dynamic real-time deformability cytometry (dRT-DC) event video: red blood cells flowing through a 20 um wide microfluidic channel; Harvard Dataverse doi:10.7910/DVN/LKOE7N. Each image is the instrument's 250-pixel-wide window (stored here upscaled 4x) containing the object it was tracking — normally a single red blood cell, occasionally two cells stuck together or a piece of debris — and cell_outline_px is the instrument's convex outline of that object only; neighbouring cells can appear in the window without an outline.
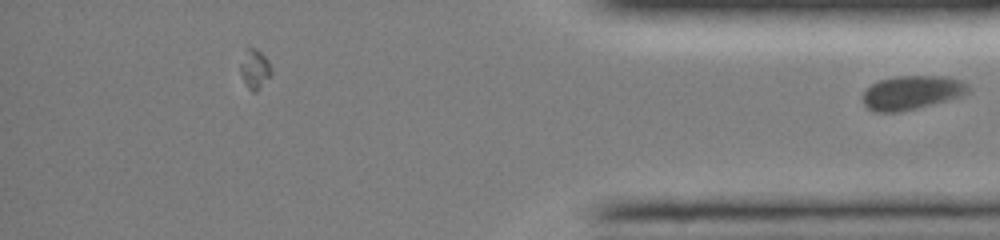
{"species": "common noctule bat (a hibernating species)", "species_latin": "Nyctalus noctula", "temperature_condition": "room temperature", "stored_images_in_passage": 36, "camera_frame_rate_fps": 3000, "um_per_image_px": 0.085, "animal": {"sex": "female", "body_mass_g": 19.0, "forearm_length_mm": 51.5}, "frame": {"image": 1, "passage_image": 36, "time_ms": 11.667, "image_size_px": [1000, 240], "cell_outline_px": [[972, 88], [964, 96], [916, 108], [896, 112], [876, 112], [868, 108], [864, 104], [864, 92], [872, 84], [880, 80], [892, 76], [948, 76], [964, 80]], "centroid_in_image_um": [77.58, 7.85], "position_along_channel_um": 357.6, "area_um2": 20.98}}